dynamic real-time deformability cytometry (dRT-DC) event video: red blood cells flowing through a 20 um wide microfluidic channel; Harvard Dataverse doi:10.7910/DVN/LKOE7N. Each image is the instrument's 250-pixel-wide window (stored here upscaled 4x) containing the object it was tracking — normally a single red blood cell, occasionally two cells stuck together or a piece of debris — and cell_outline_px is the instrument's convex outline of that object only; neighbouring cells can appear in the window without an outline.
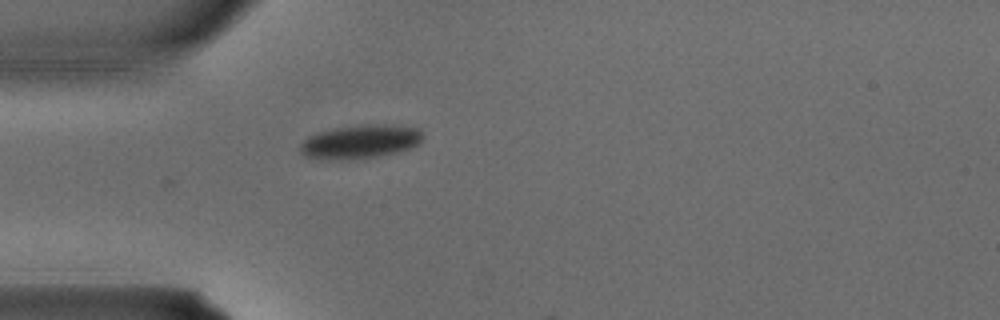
{"species": "common noctule bat (a hibernating species)", "species_latin": "Nyctalus noctula", "temperature_condition": "warm", "stored_images_in_passage": 4, "camera_frame_rate_fps": 3000, "um_per_image_px": 0.085, "animal": {"sex": "male", "body_mass_g": 15.6}, "frame": {"image": 1, "passage_image": 4, "time_ms": 1.0, "image_size_px": [1000, 320], "cell_outline_px": [[424, 136], [420, 144], [396, 152], [376, 156], [304, 156], [300, 152], [300, 144], [308, 136], [320, 132], [336, 128], [364, 124], [384, 124], [420, 128], [424, 132]], "centroid_in_image_um": [30.75, 11.96], "position_along_channel_um": 54.3, "area_um2": 22.89}}